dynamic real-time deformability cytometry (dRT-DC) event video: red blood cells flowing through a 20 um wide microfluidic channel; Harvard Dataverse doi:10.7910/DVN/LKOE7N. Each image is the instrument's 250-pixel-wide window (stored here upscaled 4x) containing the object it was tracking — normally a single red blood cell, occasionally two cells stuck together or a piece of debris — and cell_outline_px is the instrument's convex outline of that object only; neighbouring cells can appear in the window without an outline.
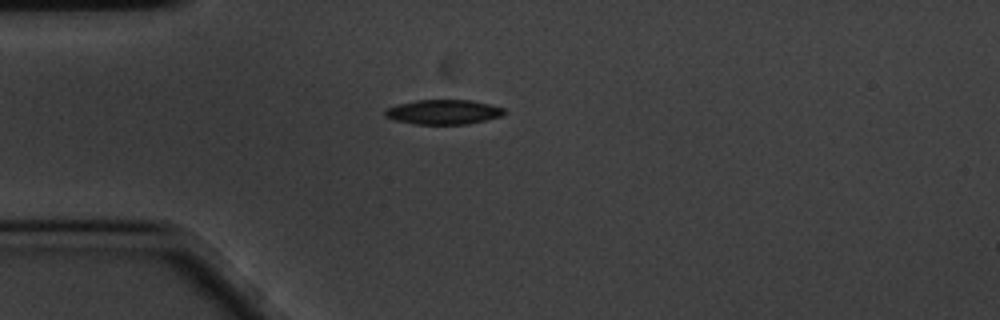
{"species": "common noctule bat (a hibernating species)", "species_latin": "Nyctalus noctula", "temperature_condition": "cold", "stored_images_in_passage": 44, "camera_frame_rate_fps": 3000, "um_per_image_px": 0.085, "animal": {"sex": "male", "body_mass_g": 20.1, "forearm_length_mm": 53.5}, "frame": {"image": 1, "passage_image": 1, "time_ms": 0.0, "image_size_px": [1000, 320], "cell_outline_px": [[504, 112], [500, 116], [468, 124], [416, 124], [396, 120], [384, 116], [384, 112], [388, 108], [396, 104], [416, 100], [472, 100], [504, 108]], "centroid_in_image_um": [37.65, 9.51], "position_along_channel_um": 47.3, "area_um2": 16.94}}
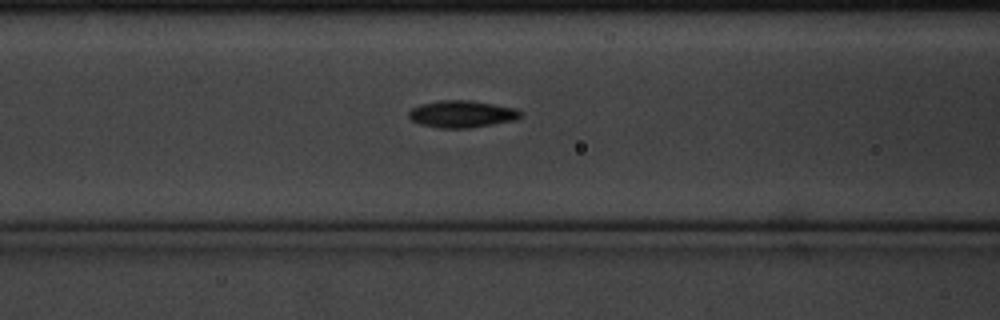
{"frame": {"image": 2, "passage_image": 9, "time_ms": 2.667, "image_size_px": [1000, 320], "cell_outline_px": [[524, 112], [516, 120], [468, 128], [440, 128], [420, 124], [412, 120], [408, 116], [408, 112], [412, 108], [420, 104], [436, 100], [472, 100], [516, 108]], "centroid_in_image_um": [39.26, 9.68], "position_along_channel_um": 127.3, "area_um2": 17.74}}
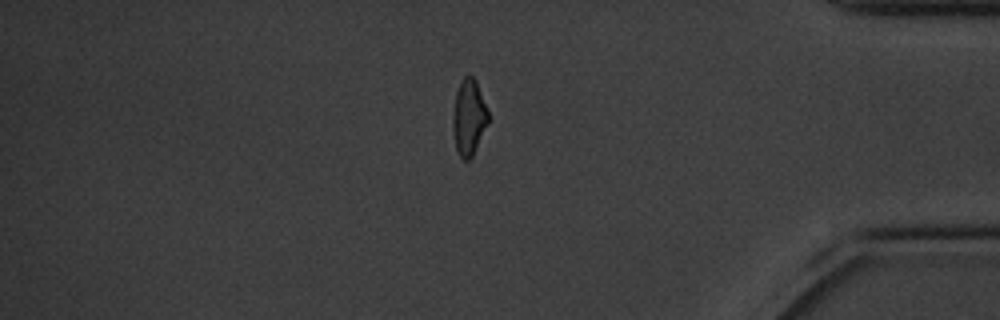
{"frame": {"image": 3, "passage_image": 35, "time_ms": 11.333, "image_size_px": [1000, 320], "cell_outline_px": [[488, 124], [472, 156], [468, 160], [464, 160], [460, 156], [456, 148], [452, 124], [452, 116], [456, 92], [460, 80], [464, 76], [472, 76], [476, 80], [488, 112]], "centroid_in_image_um": [39.84, 9.96], "position_along_channel_um": 395.4, "area_um2": 15.55}, "authors_computed_cell_mechanics": {"area_um2": 16.762, "velocity_mm_per_s": 3.4434, "shape_relaxation_time_tau1_ms": 2.3251, "shape_relaxation_time_tau2_ms": 8.0817, "deformation_change_tau1": 0.1112, "deformation_change_tau2": 0.1164}}